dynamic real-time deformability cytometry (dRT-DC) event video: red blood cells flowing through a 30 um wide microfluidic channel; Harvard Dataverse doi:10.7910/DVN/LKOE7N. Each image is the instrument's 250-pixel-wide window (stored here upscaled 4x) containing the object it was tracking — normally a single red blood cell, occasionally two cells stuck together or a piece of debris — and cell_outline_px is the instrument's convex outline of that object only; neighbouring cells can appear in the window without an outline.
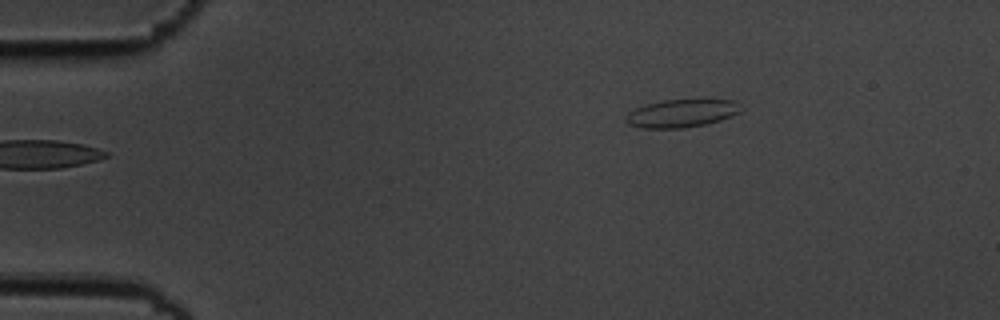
{"species": "common noctule bat (a hibernating species)", "species_latin": "Nyctalus noctula", "temperature_condition": "cold", "stored_images_in_passage": 5, "camera_frame_rate_fps": 3000, "um_per_image_px": 0.085, "animal": {"sex": "male", "body_mass_g": 19.5, "forearm_length_mm": 54.6}, "frame": {"image": 1, "passage_image": 5, "time_ms": 1.333, "image_size_px": [1000, 320], "cell_outline_px": [[744, 108], [740, 112], [732, 116], [720, 120], [704, 124], [680, 128], [640, 128], [628, 124], [624, 120], [624, 116], [628, 112], [636, 108], [648, 104], [664, 100], [736, 100]], "centroid_in_image_um": [57.94, 9.63], "position_along_channel_um": 27.1, "area_um2": 18.73}}